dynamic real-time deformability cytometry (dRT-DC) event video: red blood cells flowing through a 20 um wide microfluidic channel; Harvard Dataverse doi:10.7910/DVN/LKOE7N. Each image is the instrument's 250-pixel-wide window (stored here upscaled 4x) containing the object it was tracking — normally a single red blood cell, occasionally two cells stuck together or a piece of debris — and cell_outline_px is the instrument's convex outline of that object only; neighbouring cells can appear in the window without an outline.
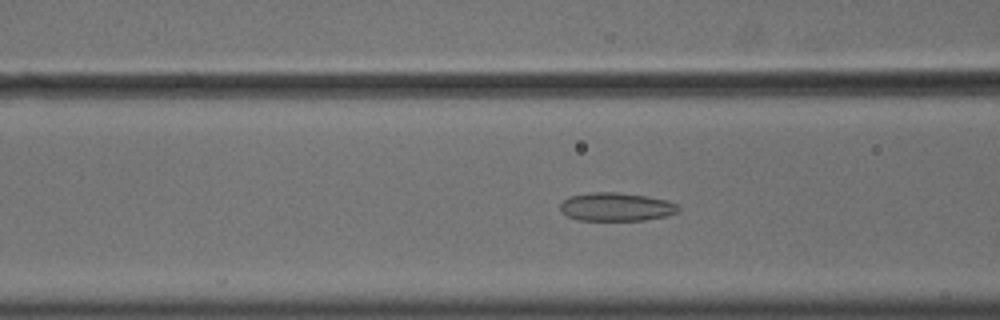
{"species": "common noctule bat (a hibernating species)", "species_latin": "Nyctalus noctula", "temperature_condition": "cold", "stored_images_in_passage": 57, "camera_frame_rate_fps": 3000, "um_per_image_px": 0.085, "animal": {"sex": "male", "body_mass_g": 18.8}, "frame": {"image": 1, "passage_image": 24, "time_ms": 7.667, "image_size_px": [1000, 320], "cell_outline_px": [[680, 208], [676, 212], [664, 216], [644, 220], [576, 220], [560, 212], [560, 204], [568, 196], [588, 192], [616, 192], [644, 196], [668, 200], [676, 204]], "centroid_in_image_um": [52.32, 17.58], "position_along_channel_um": 114.3, "area_um2": 19.54}}
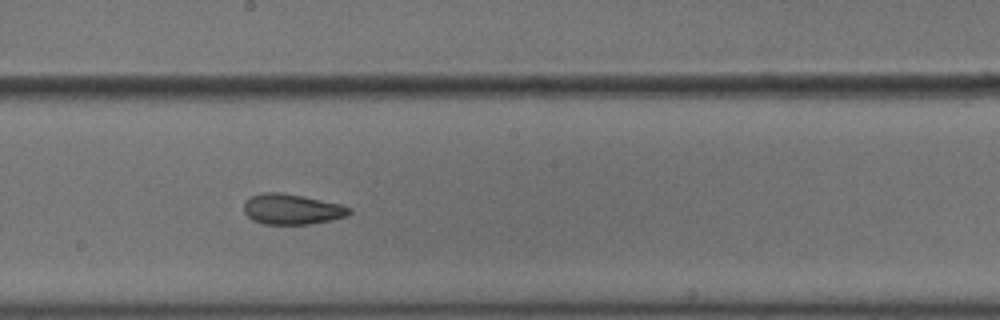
{"frame": {"image": 2, "passage_image": 33, "time_ms": 10.667, "image_size_px": [1000, 320], "cell_outline_px": [[352, 212], [348, 216], [332, 220], [308, 224], [264, 224], [252, 220], [244, 212], [244, 200], [260, 192], [280, 192], [304, 196], [340, 204], [352, 208]], "centroid_in_image_um": [24.81, 17.78], "position_along_channel_um": 223.4, "area_um2": 18.9}}
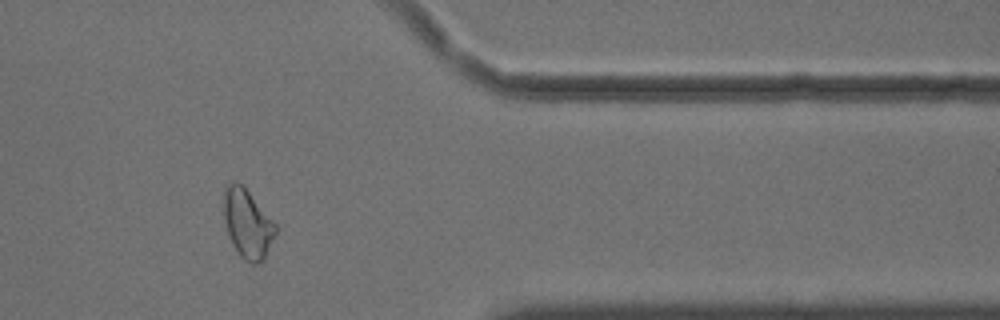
{"frame": {"image": 3, "passage_image": 48, "time_ms": 15.667, "image_size_px": [1000, 320], "cell_outline_px": [[276, 232], [264, 260], [260, 264], [252, 264], [244, 260], [236, 252], [228, 236], [224, 220], [224, 192], [228, 184], [236, 180], [248, 192], [276, 224]], "centroid_in_image_um": [21.03, 19.07], "position_along_channel_um": 390.4, "area_um2": 20.63}, "authors_computed_cell_mechanics": {"area_um2": 21.1548, "velocity_mm_per_s": 3.6266, "shape_relaxation_time_tau1_ms": null, "shape_relaxation_time_tau2_ms": 2.6271, "deformation_change_tau1": null, "deformation_change_tau2": 0.0857}}